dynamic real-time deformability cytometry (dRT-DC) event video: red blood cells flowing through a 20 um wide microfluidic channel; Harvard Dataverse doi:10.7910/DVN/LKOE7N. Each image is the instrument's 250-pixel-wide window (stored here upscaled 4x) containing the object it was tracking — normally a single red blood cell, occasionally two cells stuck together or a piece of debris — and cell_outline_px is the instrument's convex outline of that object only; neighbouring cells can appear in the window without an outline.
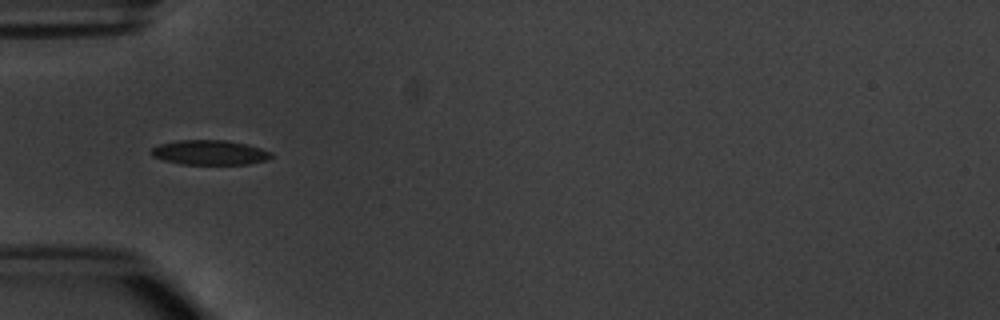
{"species": "common noctule bat (a hibernating species)", "species_latin": "Nyctalus noctula", "temperature_condition": "warm", "stored_images_in_passage": 6, "camera_frame_rate_fps": 3000, "um_per_image_px": 0.085, "animal": {"sex": "male", "body_mass_g": 20.1, "forearm_length_mm": 53.5}, "frame": {"image": 1, "passage_image": 4, "time_ms": 4.333, "image_size_px": [1000, 320], "cell_outline_px": [[272, 156], [268, 160], [248, 164], [180, 164], [164, 160], [152, 156], [148, 152], [152, 148], [160, 144], [176, 140], [228, 140], [248, 144], [272, 152]], "centroid_in_image_um": [17.82, 12.96], "position_along_channel_um": 67.2, "area_um2": 17.46}}